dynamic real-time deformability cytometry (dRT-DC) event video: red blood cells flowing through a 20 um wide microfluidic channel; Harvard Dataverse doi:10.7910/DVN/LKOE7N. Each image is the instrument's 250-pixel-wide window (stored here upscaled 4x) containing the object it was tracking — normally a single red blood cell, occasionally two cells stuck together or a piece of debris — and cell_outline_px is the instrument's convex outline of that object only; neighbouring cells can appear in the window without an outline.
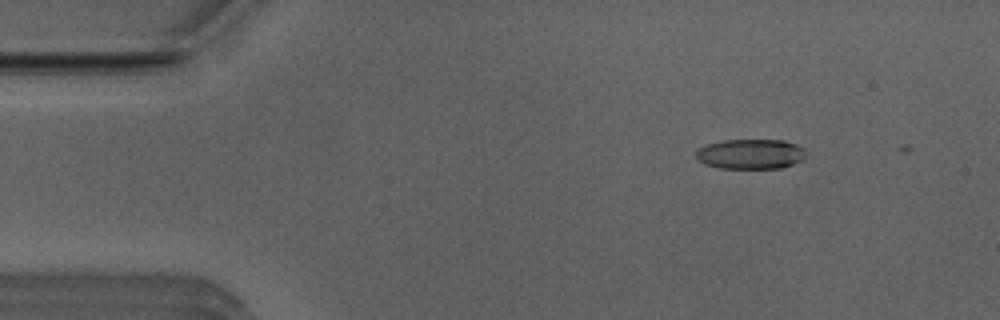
{"species": "Egyptian fruit bat (a non-hibernating species)", "species_latin": "Rousettus aegyptiacus", "temperature_condition": "room temperature", "stored_images_in_passage": 9, "camera_frame_rate_fps": 3000, "um_per_image_px": 0.085, "animal": {"sex": "male"}, "frame": {"image": 1, "passage_image": 3, "time_ms": 0.667, "image_size_px": [1000, 320], "cell_outline_px": [[804, 156], [800, 160], [792, 164], [780, 168], [720, 168], [704, 164], [696, 160], [696, 152], [700, 148], [708, 144], [724, 140], [784, 140], [796, 144], [804, 148]], "centroid_in_image_um": [63.77, 13.09], "position_along_channel_um": 21.2, "area_um2": 19.07}}